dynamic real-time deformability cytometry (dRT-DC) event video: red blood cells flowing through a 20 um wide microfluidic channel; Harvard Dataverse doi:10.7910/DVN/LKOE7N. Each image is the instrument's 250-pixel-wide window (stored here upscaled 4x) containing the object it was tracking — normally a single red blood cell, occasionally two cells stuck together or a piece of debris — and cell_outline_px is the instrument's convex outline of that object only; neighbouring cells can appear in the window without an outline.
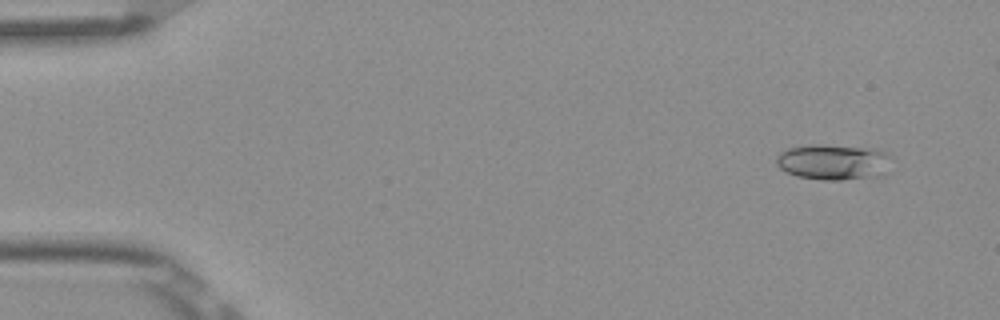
{"species": "Egyptian fruit bat (a non-hibernating species)", "species_latin": "Rousettus aegyptiacus", "temperature_condition": "room temperature", "stored_images_in_passage": 5, "camera_frame_rate_fps": 3000, "um_per_image_px": 0.085, "frame": {"image": 1, "passage_image": 1, "time_ms": 0.0, "image_size_px": [1000, 320], "cell_outline_px": [[892, 156], [888, 172], [884, 176], [840, 180], [820, 180], [796, 176], [784, 172], [776, 164], [776, 156], [780, 152], [788, 148], [816, 144], [820, 144], [872, 148], [888, 152]], "centroid_in_image_um": [70.88, 13.78], "position_along_channel_um": 14.1, "area_um2": 24.57}}